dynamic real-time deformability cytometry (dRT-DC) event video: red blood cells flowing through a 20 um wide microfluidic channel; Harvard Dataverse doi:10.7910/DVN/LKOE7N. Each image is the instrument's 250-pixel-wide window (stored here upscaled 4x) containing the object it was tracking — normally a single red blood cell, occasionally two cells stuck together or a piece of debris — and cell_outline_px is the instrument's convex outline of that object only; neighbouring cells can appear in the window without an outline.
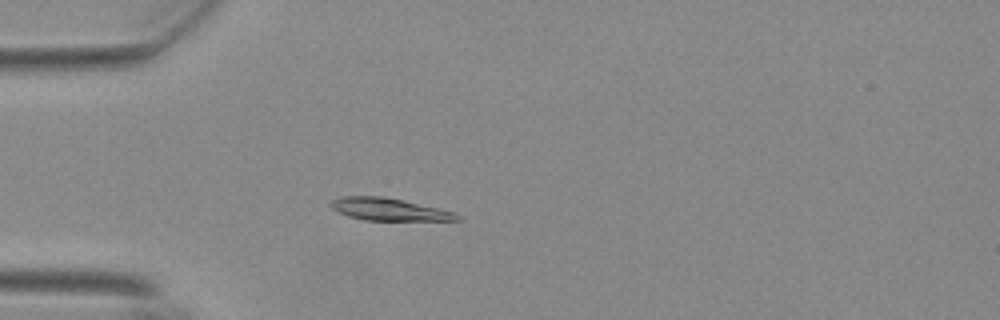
{"species": "Egyptian fruit bat (a non-hibernating species)", "species_latin": "Rousettus aegyptiacus", "temperature_condition": "warm", "stored_images_in_passage": 55, "camera_frame_rate_fps": 3000, "um_per_image_px": 0.085, "animal": {"sex": "female"}, "frame": {"image": 1, "passage_image": 16, "time_ms": 5.0, "image_size_px": [1000, 320], "cell_outline_px": [[460, 220], [364, 220], [348, 216], [332, 208], [328, 204], [332, 200], [340, 196], [380, 196], [400, 200], [436, 208], [452, 212], [460, 216]], "centroid_in_image_um": [32.97, 17.79], "position_along_channel_um": 52.0, "area_um2": 16.01}}
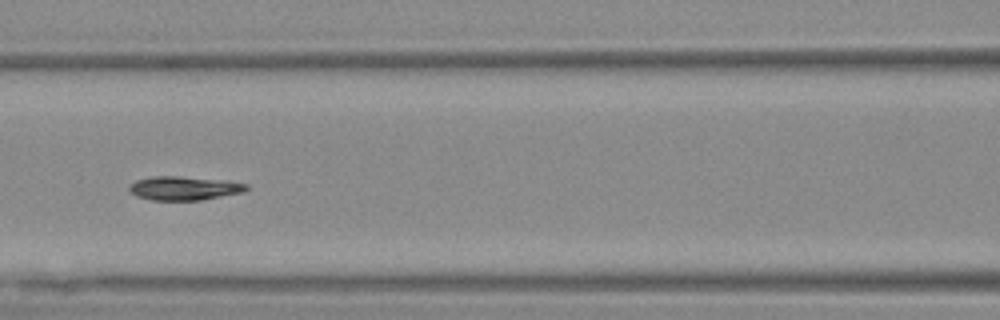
{"frame": {"image": 2, "passage_image": 25, "time_ms": 8.0, "image_size_px": [1000, 320], "cell_outline_px": [[248, 188], [244, 192], [200, 200], [152, 200], [136, 196], [128, 192], [128, 184], [136, 180], [152, 176], [180, 176], [248, 184]], "centroid_in_image_um": [15.55, 16.0], "position_along_channel_um": 151.1, "area_um2": 16.13}}
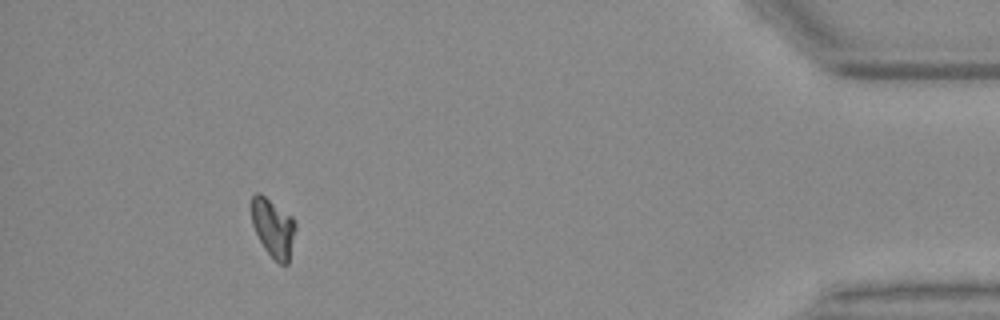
{"frame": {"image": 3, "passage_image": 51, "time_ms": 16.667, "image_size_px": [1000, 320], "cell_outline_px": [[296, 228], [288, 264], [280, 264], [264, 248], [252, 224], [252, 196], [256, 192], [260, 192], [292, 216], [296, 224]], "centroid_in_image_um": [23.23, 19.34], "position_along_channel_um": 412.0, "area_um2": 14.85}, "authors_computed_cell_mechanics": {"area_um2": 16.0684, "velocity_mm_per_s": 3.7004, "shape_relaxation_time_tau1_ms": 10.2627, "shape_relaxation_time_tau2_ms": 3.0188, "deformation_change_tau1": 0.2732, "deformation_change_tau2": 0.0665}}